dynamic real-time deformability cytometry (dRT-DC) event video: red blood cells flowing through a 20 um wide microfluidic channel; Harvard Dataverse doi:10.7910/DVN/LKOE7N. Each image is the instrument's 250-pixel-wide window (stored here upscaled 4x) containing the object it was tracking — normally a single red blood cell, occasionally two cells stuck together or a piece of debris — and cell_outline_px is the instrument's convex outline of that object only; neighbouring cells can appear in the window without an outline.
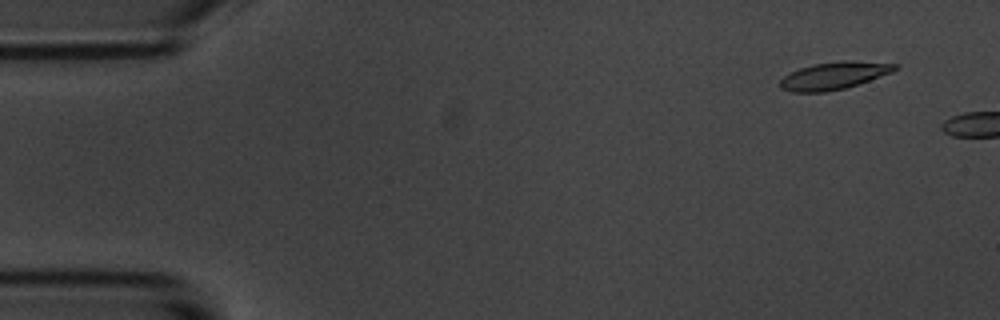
{"species": "common noctule bat (a hibernating species)", "species_latin": "Nyctalus noctula", "temperature_condition": "room temperature", "stored_images_in_passage": 7, "camera_frame_rate_fps": 3000, "um_per_image_px": 0.085, "animal": {"sex": "male", "body_mass_g": 20.1, "forearm_length_mm": 53.5}, "frame": {"image": 1, "passage_image": 4, "time_ms": 1.0, "image_size_px": [1000, 320], "cell_outline_px": [[900, 68], [892, 72], [844, 88], [824, 92], [792, 92], [780, 88], [780, 80], [784, 76], [800, 68], [812, 64], [844, 60], [900, 64]], "centroid_in_image_um": [70.89, 6.42], "position_along_channel_um": 14.1, "area_um2": 18.15}}